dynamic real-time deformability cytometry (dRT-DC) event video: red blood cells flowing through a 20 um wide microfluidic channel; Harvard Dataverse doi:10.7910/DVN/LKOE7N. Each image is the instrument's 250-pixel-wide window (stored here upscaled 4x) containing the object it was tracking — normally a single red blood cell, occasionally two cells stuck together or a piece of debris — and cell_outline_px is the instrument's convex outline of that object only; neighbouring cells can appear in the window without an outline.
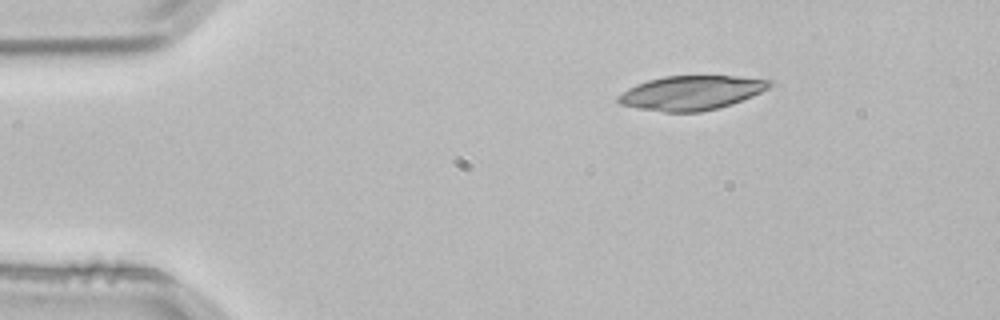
{"species": "common noctule bat (a hibernating species)", "species_latin": "Nyctalus noctula", "temperature_condition": "room temperature", "stored_images_in_passage": 2, "camera_frame_rate_fps": 3000, "um_per_image_px": 0.085, "animal": {"sex": "male", "body_mass_g": 21.5, "forearm_length_mm": 52.0}, "frame": {"image": 1, "passage_image": 2, "time_ms": 0.333, "image_size_px": [1000, 320], "cell_outline_px": [[772, 84], [768, 88], [752, 96], [732, 104], [700, 112], [664, 112], [636, 108], [620, 104], [616, 100], [616, 96], [628, 88], [636, 84], [648, 80], [664, 76], [740, 76], [772, 80]], "centroid_in_image_um": [58.73, 7.89], "position_along_channel_um": 26.3, "area_um2": 30.29}}